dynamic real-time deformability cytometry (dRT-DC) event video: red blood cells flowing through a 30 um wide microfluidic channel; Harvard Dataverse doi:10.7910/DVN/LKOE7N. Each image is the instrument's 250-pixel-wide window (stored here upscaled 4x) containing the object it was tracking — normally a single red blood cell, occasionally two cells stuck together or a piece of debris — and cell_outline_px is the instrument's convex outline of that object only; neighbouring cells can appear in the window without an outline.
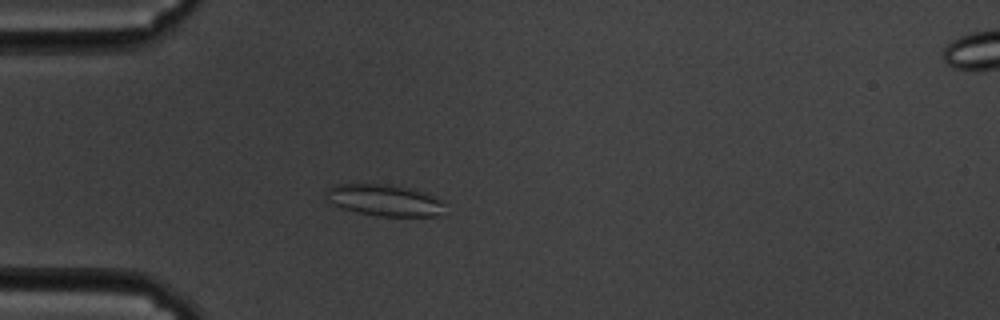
{"species": "common noctule bat (a hibernating species)", "species_latin": "Nyctalus noctula", "temperature_condition": "cold", "stored_images_in_passage": 56, "camera_frame_rate_fps": 3000, "um_per_image_px": 0.085, "animal": {"sex": "male", "body_mass_g": 19.5, "forearm_length_mm": 54.6}, "frame": {"image": 1, "passage_image": 14, "time_ms": 4.333, "image_size_px": [1000, 320], "cell_outline_px": [[444, 204], [440, 212], [436, 216], [380, 216], [356, 212], [340, 208], [332, 204], [328, 200], [328, 188], [336, 184], [396, 184], [432, 196], [440, 200]], "centroid_in_image_um": [32.63, 17.01], "position_along_channel_um": 52.4, "area_um2": 21.5}}
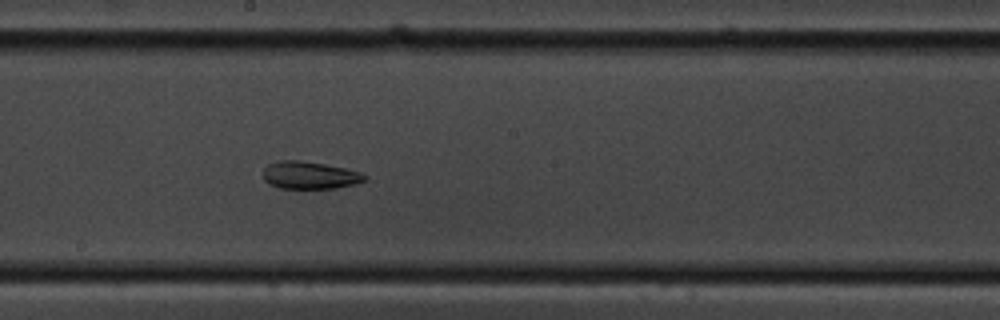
{"frame": {"image": 2, "passage_image": 30, "time_ms": 9.667, "image_size_px": [1000, 320], "cell_outline_px": [[368, 180], [356, 184], [336, 188], [280, 188], [268, 184], [264, 180], [264, 168], [268, 164], [280, 160], [296, 160], [324, 164], [344, 168], [360, 172], [368, 176]], "centroid_in_image_um": [26.35, 14.9], "position_along_channel_um": 221.9, "area_um2": 16.3}}
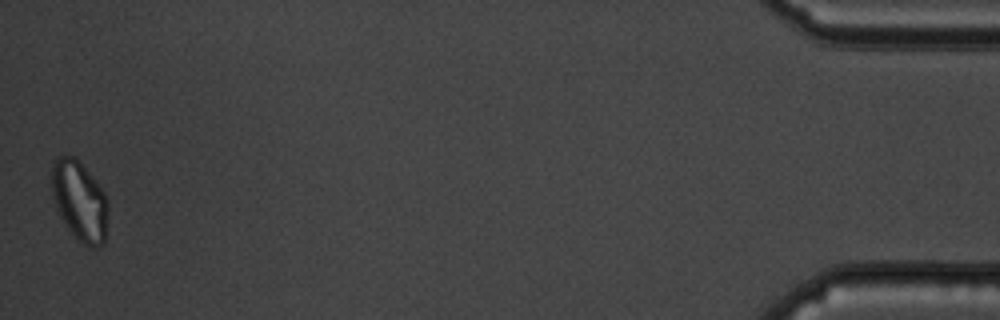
{"frame": {"image": 3, "passage_image": 56, "time_ms": 18.333, "image_size_px": [1000, 320], "cell_outline_px": [[108, 212], [104, 244], [100, 248], [88, 248], [68, 228], [56, 212], [52, 196], [48, 176], [52, 164], [56, 156], [72, 156], [96, 180], [104, 192], [108, 200]], "centroid_in_image_um": [6.73, 17.08], "position_along_channel_um": 428.5, "area_um2": 26.82}, "authors_computed_cell_mechanics": {"area_um2": 21.675, "velocity_mm_per_s": 3.3846, "shape_relaxation_time_tau1_ms": null, "shape_relaxation_time_tau2_ms": 5.5087, "deformation_change_tau1": null, "deformation_change_tau2": 0.1168}}